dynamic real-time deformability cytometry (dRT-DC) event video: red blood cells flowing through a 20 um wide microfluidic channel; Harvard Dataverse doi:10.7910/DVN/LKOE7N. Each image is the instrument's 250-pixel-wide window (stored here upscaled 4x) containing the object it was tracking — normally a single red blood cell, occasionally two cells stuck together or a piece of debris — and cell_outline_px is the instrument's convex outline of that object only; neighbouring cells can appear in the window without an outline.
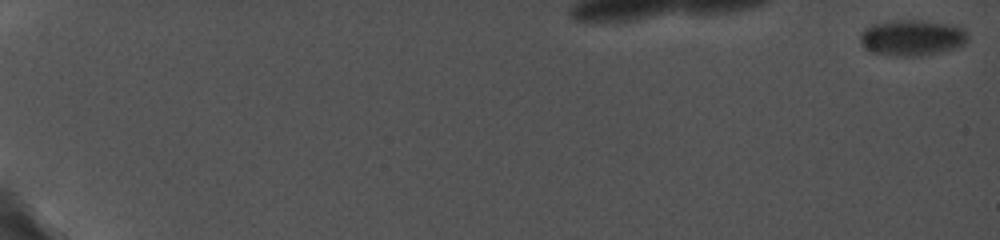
{"species": "common noctule bat (a hibernating species)", "species_latin": "Nyctalus noctula", "temperature_condition": "cold", "stored_images_in_passage": 39, "camera_frame_rate_fps": 5000, "um_per_image_px": 0.085, "animal": {"sex": "female", "body_mass_g": 19.0, "forearm_length_mm": 56.7}, "frame": {"image": 1, "passage_image": 1, "time_ms": 0.0, "image_size_px": [1000, 240], "cell_outline_px": [[968, 40], [964, 44], [956, 48], [924, 56], [896, 56], [872, 52], [864, 48], [860, 40], [860, 32], [864, 28], [872, 24], [892, 20], [920, 20], [948, 24], [964, 28], [968, 36]], "centroid_in_image_um": [77.51, 3.21], "position_along_channel_um": 7.5, "area_um2": 22.77}}
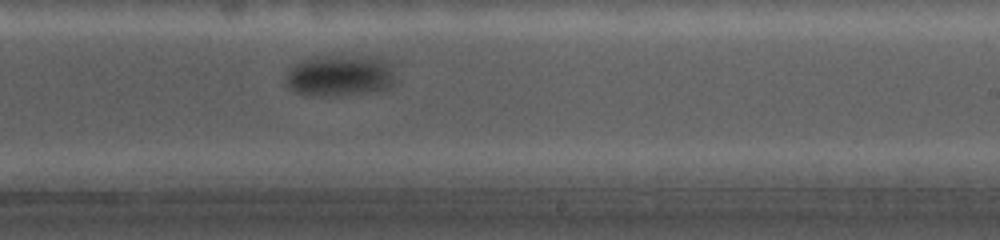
{"frame": {"image": 2, "passage_image": 25, "time_ms": 9.8, "image_size_px": [1000, 240], "cell_outline_px": [[392, 84], [388, 88], [368, 92], [328, 96], [316, 96], [296, 92], [288, 88], [284, 80], [288, 72], [296, 64], [312, 56], [364, 56], [380, 60], [388, 64], [392, 80]], "centroid_in_image_um": [28.78, 6.44], "position_along_channel_um": 260.2, "area_um2": 25.72}}
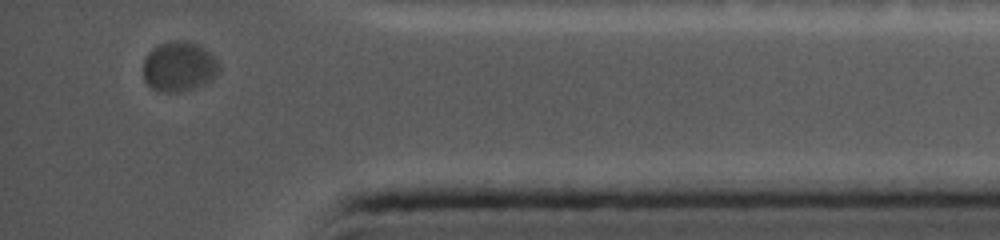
{"frame": {"image": 3, "passage_image": 36, "time_ms": 14.6, "image_size_px": [1000, 240], "cell_outline_px": [[220, 72], [212, 80], [204, 84], [192, 88], [176, 92], [160, 92], [152, 88], [144, 80], [144, 60], [148, 52], [152, 48], [160, 44], [176, 40], [184, 40], [196, 44], [204, 48], [216, 56], [220, 64]], "centroid_in_image_um": [15.25, 5.65], "position_along_channel_um": 419.9, "area_um2": 22.25}}